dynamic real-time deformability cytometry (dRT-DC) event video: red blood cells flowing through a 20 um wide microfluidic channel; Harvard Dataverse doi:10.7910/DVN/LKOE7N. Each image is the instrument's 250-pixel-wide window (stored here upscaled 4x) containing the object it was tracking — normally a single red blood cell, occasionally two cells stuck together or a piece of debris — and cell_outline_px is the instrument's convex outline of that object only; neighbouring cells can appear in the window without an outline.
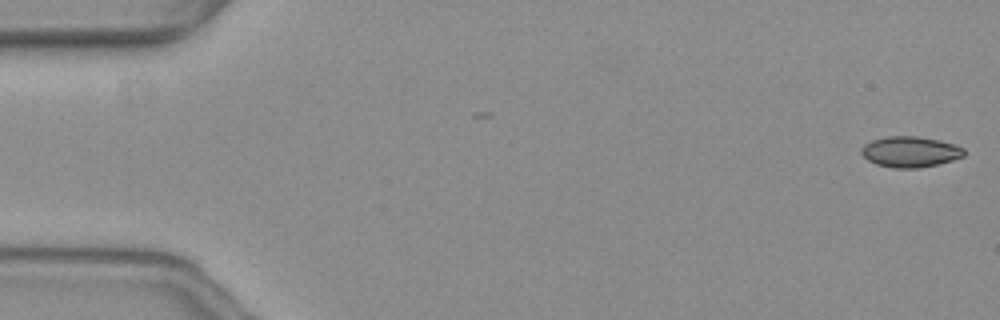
{"species": "common noctule bat (a hibernating species)", "species_latin": "Nyctalus noctula", "temperature_condition": "warm", "stored_images_in_passage": 56, "camera_frame_rate_fps": 3000, "um_per_image_px": 0.085, "animal": {"sex": "female", "body_mass_g": 19.3, "forearm_length_mm": 54.1}, "frame": {"image": 1, "passage_image": 1, "time_ms": 0.0, "image_size_px": [1000, 320], "cell_outline_px": [[964, 156], [952, 160], [920, 168], [896, 168], [876, 164], [868, 160], [860, 152], [860, 148], [864, 144], [872, 140], [888, 136], [916, 136], [940, 140], [964, 148]], "centroid_in_image_um": [77.34, 12.9], "position_along_channel_um": 7.7, "area_um2": 18.32}}
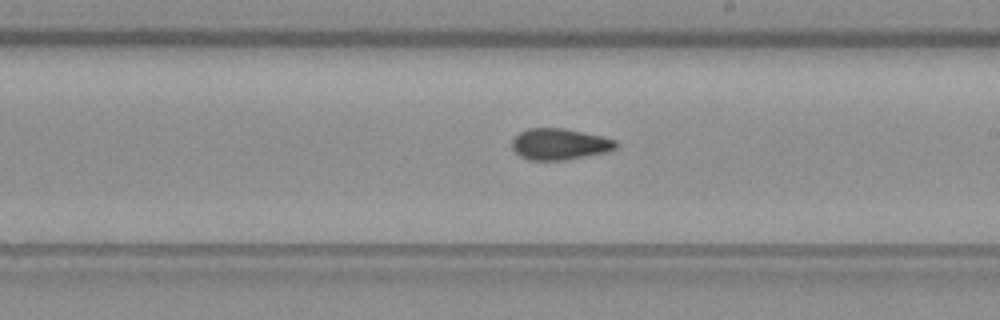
{"frame": {"image": 2, "passage_image": 32, "time_ms": 10.333, "image_size_px": [1000, 320], "cell_outline_px": [[620, 144], [616, 148], [608, 152], [568, 160], [528, 160], [520, 156], [512, 148], [512, 140], [520, 132], [528, 128], [564, 128], [584, 132], [616, 140]], "centroid_in_image_um": [47.59, 12.26], "position_along_channel_um": 241.4, "area_um2": 19.13}}
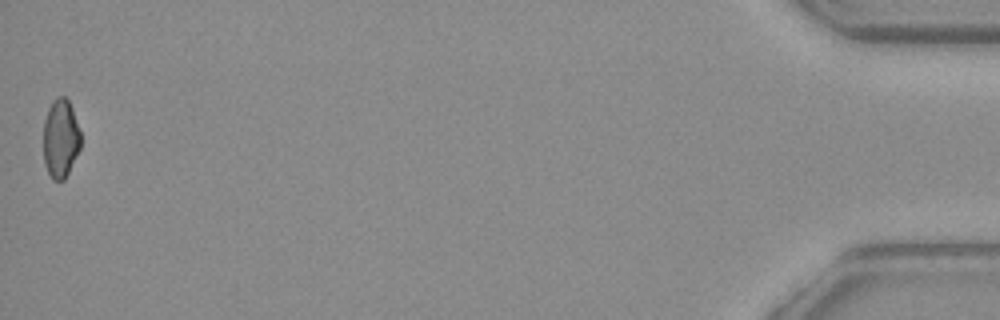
{"frame": {"image": 3, "passage_image": 56, "time_ms": 18.333, "image_size_px": [1000, 320], "cell_outline_px": [[80, 148], [64, 180], [52, 180], [44, 164], [44, 120], [48, 108], [52, 100], [56, 96], [64, 96], [68, 100], [72, 108], [80, 132]], "centroid_in_image_um": [5.13, 11.75], "position_along_channel_um": 430.1, "area_um2": 17.05}, "authors_computed_cell_mechanics": {"area_um2": 18.6694, "velocity_mm_per_s": 3.6403, "shape_relaxation_time_tau1_ms": null, "shape_relaxation_time_tau2_ms": 2.4403, "deformation_change_tau1": null, "deformation_change_tau2": 0.0696}}